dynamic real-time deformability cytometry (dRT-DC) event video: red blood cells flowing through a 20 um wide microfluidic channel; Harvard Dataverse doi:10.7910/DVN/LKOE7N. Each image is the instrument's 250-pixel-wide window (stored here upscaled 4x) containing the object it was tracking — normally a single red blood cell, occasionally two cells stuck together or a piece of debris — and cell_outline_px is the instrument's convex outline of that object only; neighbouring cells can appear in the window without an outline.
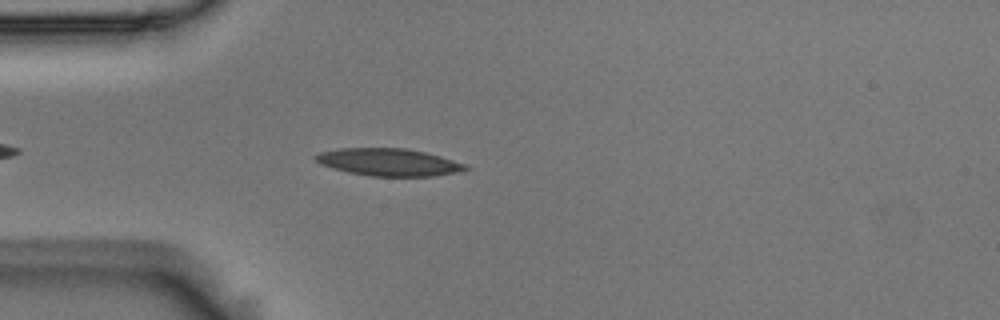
{"species": "Egyptian fruit bat (a non-hibernating species)", "species_latin": "Rousettus aegyptiacus", "temperature_condition": "room temperature", "stored_images_in_passage": 45, "camera_frame_rate_fps": 3000, "um_per_image_px": 0.085, "animal": {"sex": "male"}, "frame": {"image": 1, "passage_image": 6, "time_ms": 1.667, "image_size_px": [1000, 320], "cell_outline_px": [[468, 168], [456, 172], [432, 176], [368, 176], [348, 172], [332, 168], [320, 164], [312, 156], [320, 152], [340, 148], [408, 148], [440, 156], [468, 164]], "centroid_in_image_um": [33.01, 13.78], "position_along_channel_um": 52.0, "area_um2": 23.93}}
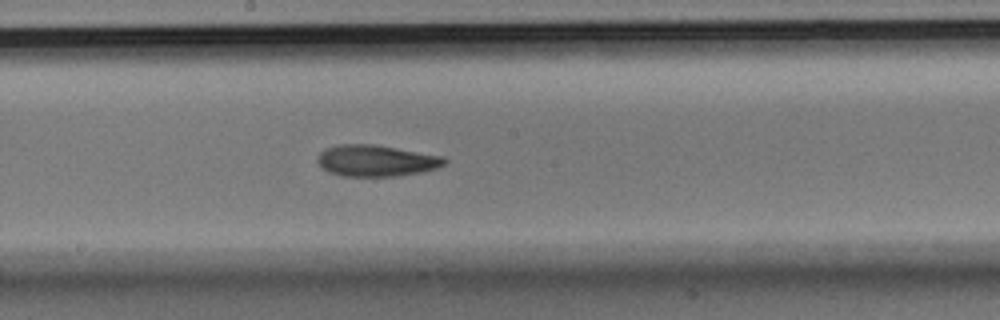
{"frame": {"image": 2, "passage_image": 20, "time_ms": 6.333, "image_size_px": [1000, 320], "cell_outline_px": [[448, 160], [444, 164], [436, 168], [424, 172], [396, 176], [340, 176], [328, 172], [320, 168], [316, 160], [316, 156], [324, 148], [340, 144], [376, 144], [444, 156]], "centroid_in_image_um": [31.94, 13.65], "position_along_channel_um": 216.3, "area_um2": 23.7}}
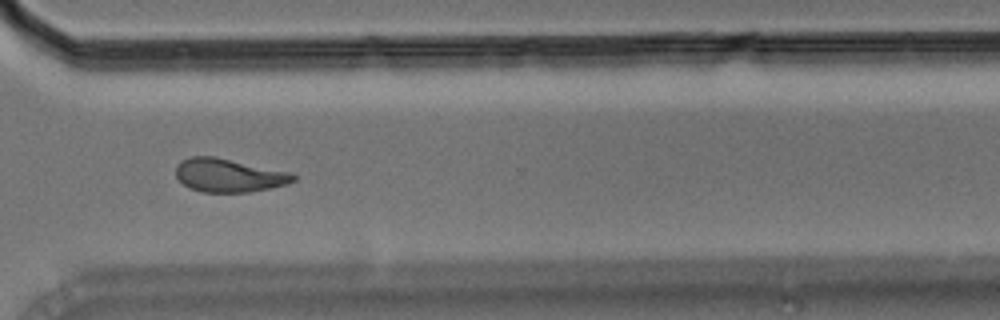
{"frame": {"image": 3, "passage_image": 31, "time_ms": 10.0, "image_size_px": [1000, 320], "cell_outline_px": [[296, 180], [288, 184], [248, 192], [200, 192], [188, 188], [176, 176], [176, 164], [180, 160], [192, 156], [212, 156], [288, 172], [296, 176]], "centroid_in_image_um": [19.39, 14.91], "position_along_channel_um": 351.2, "area_um2": 22.66}, "authors_computed_cell_mechanics": {"area_um2": 22.7732, "velocity_mm_per_s": 3.6889, "shape_relaxation_time_tau1_ms": null, "shape_relaxation_time_tau2_ms": 6.298, "deformation_change_tau1": null, "deformation_change_tau2": 0.1461}}